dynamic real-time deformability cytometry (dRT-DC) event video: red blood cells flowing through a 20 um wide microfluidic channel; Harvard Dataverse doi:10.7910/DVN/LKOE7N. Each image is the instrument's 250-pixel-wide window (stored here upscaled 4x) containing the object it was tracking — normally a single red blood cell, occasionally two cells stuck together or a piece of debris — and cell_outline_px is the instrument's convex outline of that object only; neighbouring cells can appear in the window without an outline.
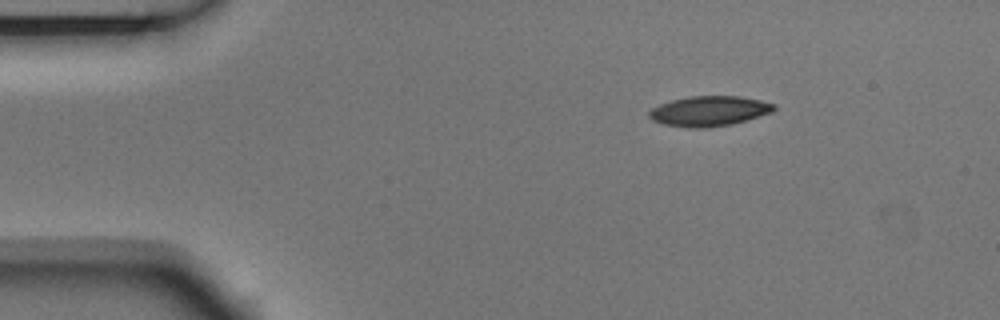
{"species": "Egyptian fruit bat (a non-hibernating species)", "species_latin": "Rousettus aegyptiacus", "temperature_condition": "room temperature", "stored_images_in_passage": 4, "camera_frame_rate_fps": 3000, "um_per_image_px": 0.085, "animal": {"sex": "male"}, "frame": {"image": 1, "passage_image": 1, "time_ms": 0.0, "image_size_px": [1000, 320], "cell_outline_px": [[776, 108], [772, 112], [732, 124], [708, 128], [688, 128], [664, 124], [652, 120], [648, 116], [648, 112], [652, 108], [660, 104], [672, 100], [688, 96], [740, 96], [760, 100], [776, 104]], "centroid_in_image_um": [60.27, 9.44], "position_along_channel_um": 24.7, "area_um2": 21.96}}
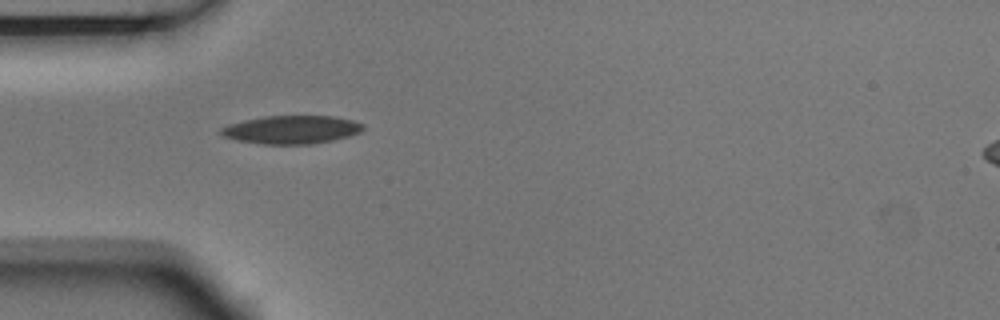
{"frame": {"image": 2, "passage_image": 3, "time_ms": 0.667, "image_size_px": [1000, 320], "cell_outline_px": [[364, 128], [360, 132], [348, 136], [332, 140], [308, 144], [264, 144], [236, 140], [220, 136], [220, 128], [228, 124], [244, 120], [264, 116], [332, 116], [352, 120], [364, 124]], "centroid_in_image_um": [24.74, 11.02], "position_along_channel_um": 60.3, "area_um2": 23.35}}
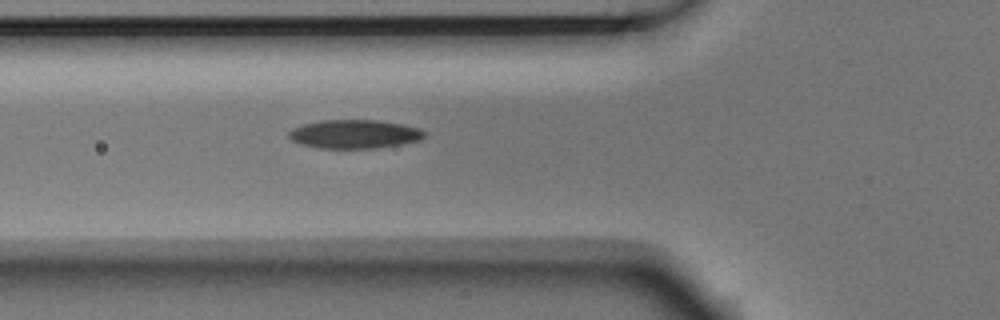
{"frame": {"image": 3, "passage_image": 4, "time_ms": 1.0, "image_size_px": [1000, 320], "cell_outline_px": [[428, 132], [420, 140], [400, 144], [376, 148], [320, 148], [300, 144], [292, 140], [288, 136], [288, 132], [292, 128], [304, 124], [320, 120], [376, 120], [404, 124], [420, 128]], "centroid_in_image_um": [30.14, 11.39], "position_along_channel_um": 95.7, "area_um2": 22.77}}